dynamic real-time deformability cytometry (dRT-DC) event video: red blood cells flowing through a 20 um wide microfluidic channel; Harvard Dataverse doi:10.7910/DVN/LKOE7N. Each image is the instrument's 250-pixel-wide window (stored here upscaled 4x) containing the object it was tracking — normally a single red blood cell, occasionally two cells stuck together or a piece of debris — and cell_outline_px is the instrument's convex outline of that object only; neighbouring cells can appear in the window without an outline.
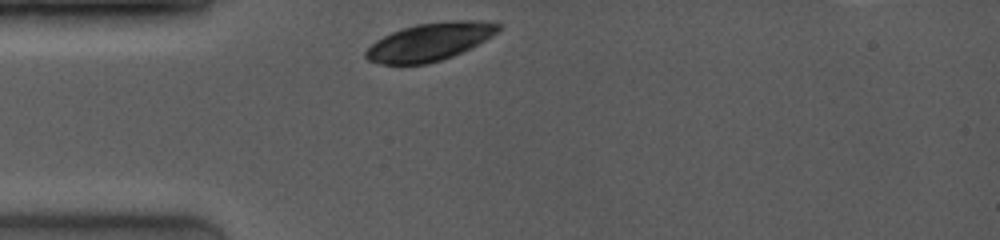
{"species": "common noctule bat (a hibernating species)", "species_latin": "Nyctalus noctula", "temperature_condition": "room temperature", "stored_images_in_passage": 28, "camera_frame_rate_fps": 4000, "um_per_image_px": 0.085, "animal": {"sex": "female", "body_mass_g": 19.0, "forearm_length_mm": 53.3}, "frame": {"image": 1, "passage_image": 1, "time_ms": 0.0, "image_size_px": [1000, 240], "cell_outline_px": [[500, 32], [452, 56], [428, 64], [380, 64], [368, 60], [364, 56], [364, 52], [376, 40], [392, 32], [416, 24], [448, 20], [480, 20], [500, 24]], "centroid_in_image_um": [36.52, 3.54], "position_along_channel_um": 48.5, "area_um2": 29.02}}
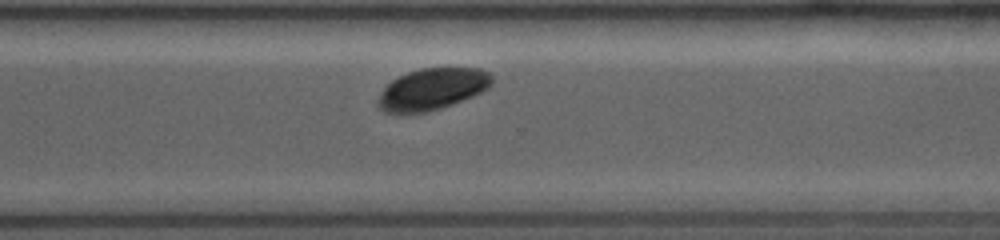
{"frame": {"image": 2, "passage_image": 22, "time_ms": 7.5, "image_size_px": [1000, 240], "cell_outline_px": [[492, 84], [488, 88], [472, 96], [452, 104], [428, 112], [384, 112], [376, 108], [376, 100], [384, 88], [392, 80], [408, 72], [420, 68], [480, 68], [492, 72]], "centroid_in_image_um": [36.74, 7.56], "position_along_channel_um": 333.9, "area_um2": 27.57}}
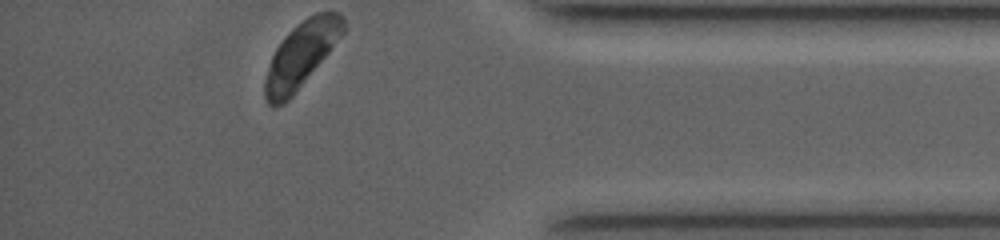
{"frame": {"image": 3, "passage_image": 28, "time_ms": 9.75, "image_size_px": [1000, 240], "cell_outline_px": [[344, 32], [328, 52], [292, 96], [284, 104], [272, 108], [268, 104], [264, 96], [264, 80], [272, 56], [276, 48], [284, 36], [296, 24], [308, 16], [316, 12], [340, 12], [344, 16]], "centroid_in_image_um": [25.56, 4.65], "position_along_channel_um": 409.6, "area_um2": 29.54}}